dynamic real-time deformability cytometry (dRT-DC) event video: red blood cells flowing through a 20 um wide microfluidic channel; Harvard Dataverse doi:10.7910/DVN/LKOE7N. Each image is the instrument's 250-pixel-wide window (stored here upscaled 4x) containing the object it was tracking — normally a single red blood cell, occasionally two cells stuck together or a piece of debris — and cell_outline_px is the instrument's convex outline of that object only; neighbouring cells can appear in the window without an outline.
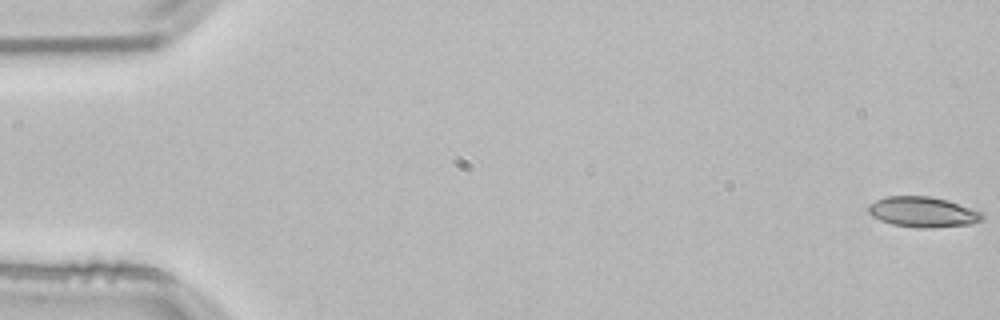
{"species": "common noctule bat (a hibernating species)", "species_latin": "Nyctalus noctula", "temperature_condition": "room temperature", "stored_images_in_passage": 53, "camera_frame_rate_fps": 3000, "um_per_image_px": 0.085, "animal": {"sex": "male", "body_mass_g": 21.5, "forearm_length_mm": 52.0}, "frame": {"image": 1, "passage_image": 1, "time_ms": 0.0, "image_size_px": [1000, 320], "cell_outline_px": [[984, 216], [980, 220], [972, 224], [928, 228], [916, 228], [892, 224], [880, 220], [872, 216], [868, 212], [868, 204], [876, 200], [888, 196], [928, 196], [948, 200], [984, 212]], "centroid_in_image_um": [78.45, 18.02], "position_along_channel_um": 6.6, "area_um2": 20.29}}
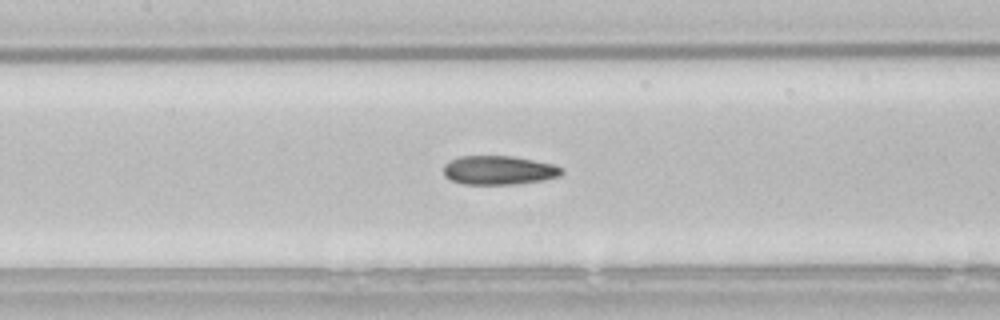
{"frame": {"image": 2, "passage_image": 25, "time_ms": 8.0, "image_size_px": [1000, 320], "cell_outline_px": [[564, 172], [560, 176], [544, 180], [516, 184], [464, 184], [452, 180], [444, 176], [444, 164], [448, 160], [460, 156], [512, 156], [556, 164], [564, 168]], "centroid_in_image_um": [42.44, 14.46], "position_along_channel_um": 165.0, "area_um2": 20.17}}
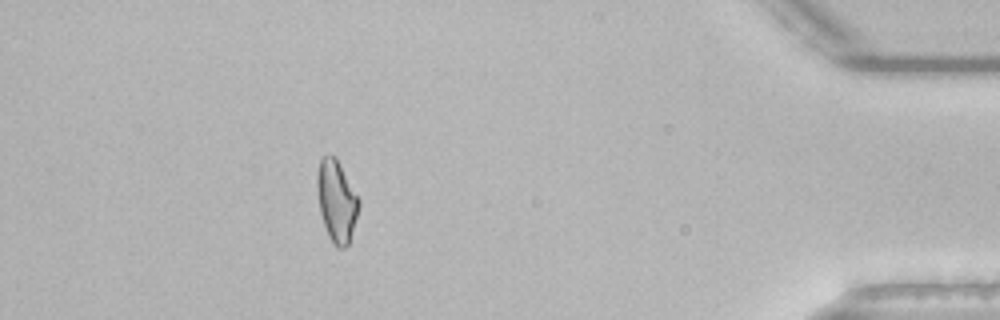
{"frame": {"image": 3, "passage_image": 48, "time_ms": 15.667, "image_size_px": [1000, 320], "cell_outline_px": [[360, 204], [348, 244], [344, 248], [336, 248], [332, 244], [328, 236], [320, 212], [316, 184], [316, 176], [320, 160], [324, 156], [336, 156], [360, 200]], "centroid_in_image_um": [28.6, 17.09], "position_along_channel_um": 406.6, "area_um2": 19.77}, "authors_computed_cell_mechanics": {"area_um2": 19.8832, "velocity_mm_per_s": 3.8499, "shape_relaxation_time_tau1_ms": null, "shape_relaxation_time_tau2_ms": 3.4534, "deformation_change_tau1": null, "deformation_change_tau2": 0.1116}}